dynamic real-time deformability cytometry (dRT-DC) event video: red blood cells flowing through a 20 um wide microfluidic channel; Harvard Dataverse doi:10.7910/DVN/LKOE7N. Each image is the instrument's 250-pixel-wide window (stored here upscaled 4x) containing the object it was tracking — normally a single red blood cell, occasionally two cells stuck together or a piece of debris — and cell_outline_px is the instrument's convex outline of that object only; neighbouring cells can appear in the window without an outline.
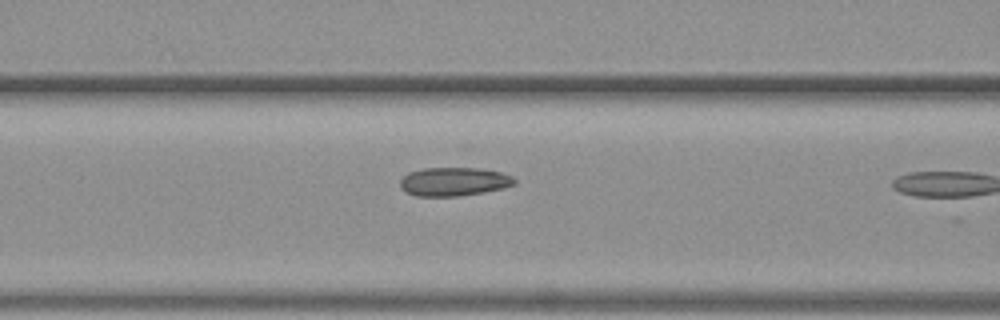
{"species": "common noctule bat (a hibernating species)", "species_latin": "Nyctalus noctula", "temperature_condition": "warm", "stored_images_in_passage": 11, "camera_frame_rate_fps": 3000, "um_per_image_px": 0.085, "animal": {"sex": "female", "body_mass_g": 19.3, "forearm_length_mm": 54.1}, "frame": {"image": 1, "passage_image": 10, "time_ms": 3.0, "image_size_px": [1000, 320], "cell_outline_px": [[516, 184], [504, 188], [484, 192], [460, 196], [416, 196], [404, 192], [400, 188], [400, 180], [408, 172], [424, 168], [476, 168], [500, 172], [512, 176], [516, 180]], "centroid_in_image_um": [38.56, 15.45], "position_along_channel_um": 128.0, "area_um2": 19.19}}